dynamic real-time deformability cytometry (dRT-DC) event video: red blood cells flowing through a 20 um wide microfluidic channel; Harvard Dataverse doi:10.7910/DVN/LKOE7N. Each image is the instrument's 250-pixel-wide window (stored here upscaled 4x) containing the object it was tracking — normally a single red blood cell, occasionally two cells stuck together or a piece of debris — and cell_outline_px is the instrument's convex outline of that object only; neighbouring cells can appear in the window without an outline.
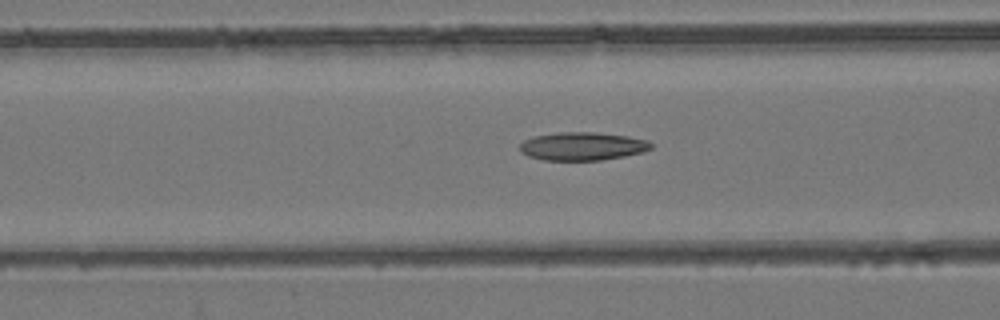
{"species": "common noctule bat (a hibernating species)", "species_latin": "Nyctalus noctula", "temperature_condition": "room temperature", "stored_images_in_passage": 42, "camera_frame_rate_fps": 3000, "um_per_image_px": 0.085, "animal": {"sex": "female", "body_mass_g": 24.6, "forearm_length_mm": 56.2}, "frame": {"image": 1, "passage_image": 9, "time_ms": 2.667, "image_size_px": [1000, 320], "cell_outline_px": [[652, 148], [644, 152], [624, 156], [600, 160], [544, 160], [528, 156], [520, 152], [520, 144], [524, 140], [532, 136], [560, 132], [592, 132], [628, 136], [648, 140], [652, 144]], "centroid_in_image_um": [49.5, 12.43], "position_along_channel_um": 117.1, "area_um2": 21.62}}
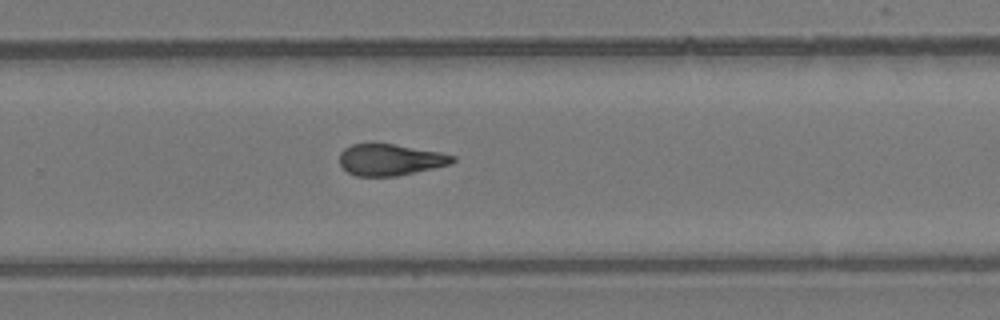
{"frame": {"image": 2, "passage_image": 23, "time_ms": 7.333, "image_size_px": [1000, 320], "cell_outline_px": [[456, 160], [452, 164], [396, 176], [356, 176], [348, 172], [340, 164], [340, 152], [344, 148], [352, 144], [392, 144], [440, 152], [456, 156]], "centroid_in_image_um": [33.18, 13.58], "position_along_channel_um": 296.6, "area_um2": 20.58}}
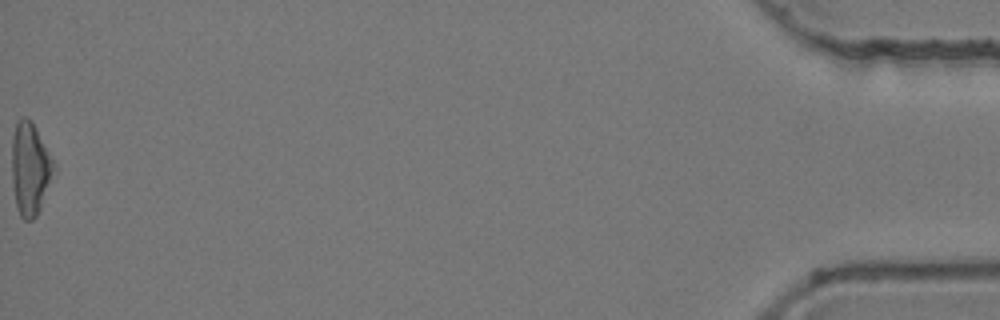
{"frame": {"image": 3, "passage_image": 42, "time_ms": 13.667, "image_size_px": [1000, 320], "cell_outline_px": [[56, 168], [40, 208], [36, 216], [32, 220], [24, 220], [20, 216], [16, 204], [12, 184], [12, 136], [16, 120], [20, 116], [24, 116], [32, 120], [56, 164]], "centroid_in_image_um": [2.56, 14.29], "position_along_channel_um": 432.6, "area_um2": 22.95}, "authors_computed_cell_mechanics": {"area_um2": 21.3571, "velocity_mm_per_s": 3.853, "shape_relaxation_time_tau1_ms": null, "shape_relaxation_time_tau2_ms": 3.5684, "deformation_change_tau1": null, "deformation_change_tau2": 0.1251}}